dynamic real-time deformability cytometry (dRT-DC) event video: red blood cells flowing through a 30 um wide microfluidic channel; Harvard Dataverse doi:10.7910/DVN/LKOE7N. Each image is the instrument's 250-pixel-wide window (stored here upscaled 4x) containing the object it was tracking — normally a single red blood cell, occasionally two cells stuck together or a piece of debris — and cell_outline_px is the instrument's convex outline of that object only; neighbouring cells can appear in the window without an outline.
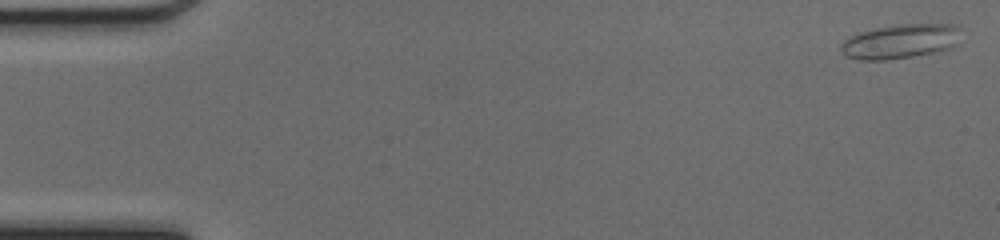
{"species": "common noctule bat (a hibernating species)", "species_latin": "Nyctalus noctula", "temperature_condition": "cold", "stored_images_in_passage": 48, "camera_frame_rate_fps": 3000, "um_per_image_px": 0.085, "animal": {"sex": "female", "body_mass_g": 17.0, "forearm_length_mm": 48.0}, "frame": {"image": 1, "passage_image": 1, "time_ms": 0.0, "image_size_px": [1000, 240], "cell_outline_px": [[960, 28], [956, 44], [952, 48], [912, 56], [888, 60], [860, 60], [844, 56], [840, 52], [840, 44], [844, 40], [860, 32], [876, 28], [900, 24], [956, 24]], "centroid_in_image_um": [76.5, 3.52], "position_along_channel_um": 8.5, "area_um2": 24.04}}
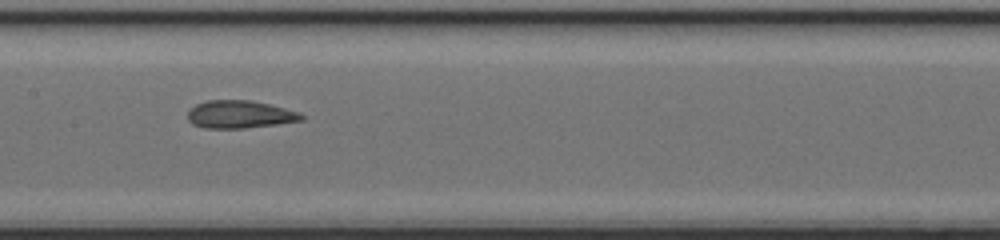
{"frame": {"image": 2, "passage_image": 24, "time_ms": 7.667, "image_size_px": [1000, 240], "cell_outline_px": [[304, 120], [276, 124], [244, 128], [204, 128], [192, 124], [188, 120], [188, 112], [196, 104], [208, 100], [252, 100], [300, 112], [304, 116]], "centroid_in_image_um": [20.38, 9.72], "position_along_channel_um": 187.0, "area_um2": 18.32}}
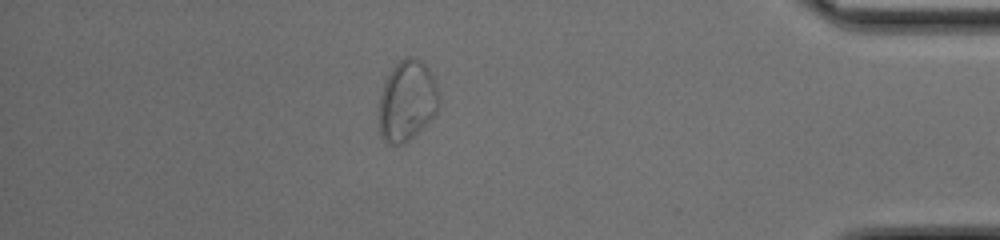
{"frame": {"image": 3, "passage_image": 42, "time_ms": 13.667, "image_size_px": [1000, 240], "cell_outline_px": [[440, 104], [436, 112], [404, 144], [388, 144], [380, 136], [376, 112], [380, 92], [384, 80], [392, 68], [404, 56], [416, 56], [428, 68], [436, 84], [440, 100]], "centroid_in_image_um": [34.53, 8.55], "position_along_channel_um": 400.7, "area_um2": 28.67}}